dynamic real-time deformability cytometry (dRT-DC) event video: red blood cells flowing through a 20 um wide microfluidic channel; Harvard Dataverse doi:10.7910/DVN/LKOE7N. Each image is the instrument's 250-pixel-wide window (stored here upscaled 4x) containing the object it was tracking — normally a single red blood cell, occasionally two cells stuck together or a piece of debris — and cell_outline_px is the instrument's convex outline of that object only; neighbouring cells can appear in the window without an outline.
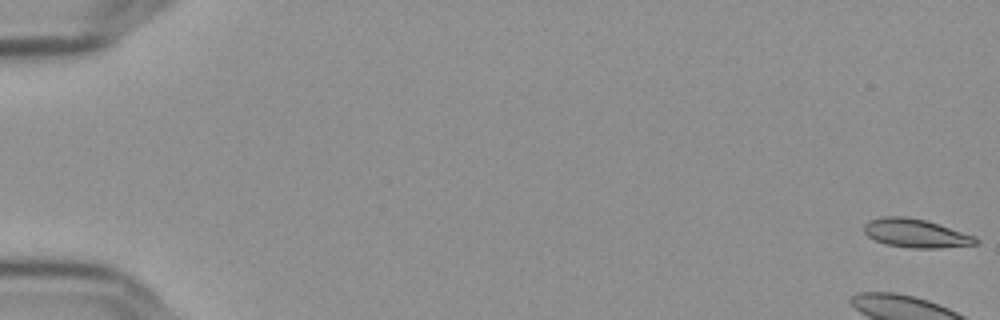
{"species": "Egyptian fruit bat (a non-hibernating species)", "species_latin": "Rousettus aegyptiacus", "temperature_condition": "cold", "stored_images_in_passage": 14, "camera_frame_rate_fps": 3000, "um_per_image_px": 0.085, "frame": {"image": 1, "passage_image": 1, "time_ms": 0.0, "image_size_px": [1000, 320], "cell_outline_px": [[980, 244], [940, 248], [912, 248], [884, 244], [868, 236], [864, 232], [864, 224], [868, 220], [880, 216], [904, 216], [924, 220], [940, 224], [976, 236], [980, 240]], "centroid_in_image_um": [77.87, 19.83], "position_along_channel_um": 7.1, "area_um2": 18.9}}